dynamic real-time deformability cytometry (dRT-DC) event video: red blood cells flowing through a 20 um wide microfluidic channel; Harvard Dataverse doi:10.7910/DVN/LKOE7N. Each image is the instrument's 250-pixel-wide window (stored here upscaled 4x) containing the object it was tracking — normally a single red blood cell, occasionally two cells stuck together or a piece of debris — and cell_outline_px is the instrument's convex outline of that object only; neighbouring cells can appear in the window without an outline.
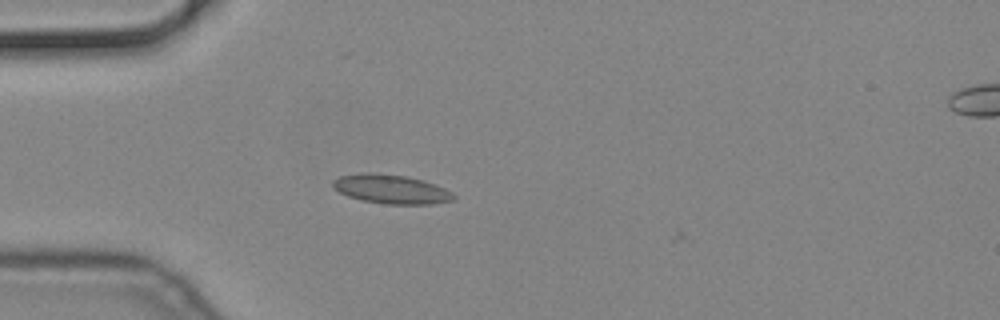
{"species": "common noctule bat (a hibernating species)", "species_latin": "Nyctalus noctula", "temperature_condition": "cold", "stored_images_in_passage": 34, "camera_frame_rate_fps": 3000, "um_per_image_px": 0.085, "animal": {"sex": "male", "body_mass_g": 19.2, "forearm_length_mm": 51.8}, "frame": {"image": 1, "passage_image": 1, "time_ms": 0.0, "image_size_px": [1000, 320], "cell_outline_px": [[456, 196], [452, 200], [432, 204], [384, 204], [360, 200], [348, 196], [332, 188], [332, 180], [340, 176], [368, 172], [372, 172], [404, 176], [436, 184], [452, 192]], "centroid_in_image_um": [33.22, 16.08], "position_along_channel_um": 51.8, "area_um2": 20.4}}
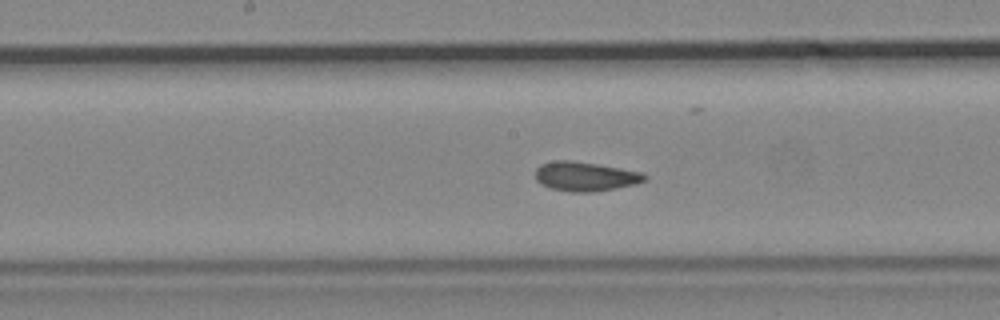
{"frame": {"image": 2, "passage_image": 14, "time_ms": 4.333, "image_size_px": [1000, 320], "cell_outline_px": [[648, 176], [644, 180], [636, 184], [592, 192], [572, 192], [552, 188], [540, 184], [536, 180], [536, 168], [540, 164], [556, 160], [568, 160], [596, 164], [644, 172]], "centroid_in_image_um": [49.74, 14.99], "position_along_channel_um": 198.5, "area_um2": 18.55}}
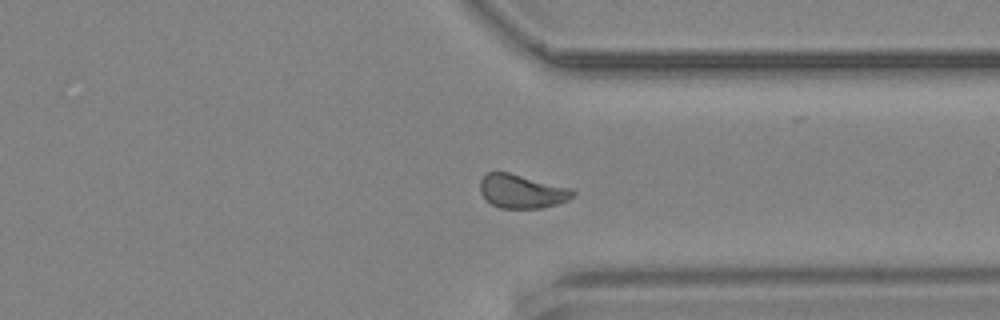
{"frame": {"image": 3, "passage_image": 28, "time_ms": 9.0, "image_size_px": [1000, 320], "cell_outline_px": [[576, 192], [568, 200], [556, 204], [540, 208], [500, 208], [492, 204], [480, 192], [480, 180], [488, 172], [508, 172], [572, 188]], "centroid_in_image_um": [44.36, 16.26], "position_along_channel_um": 367.0, "area_um2": 18.09}}